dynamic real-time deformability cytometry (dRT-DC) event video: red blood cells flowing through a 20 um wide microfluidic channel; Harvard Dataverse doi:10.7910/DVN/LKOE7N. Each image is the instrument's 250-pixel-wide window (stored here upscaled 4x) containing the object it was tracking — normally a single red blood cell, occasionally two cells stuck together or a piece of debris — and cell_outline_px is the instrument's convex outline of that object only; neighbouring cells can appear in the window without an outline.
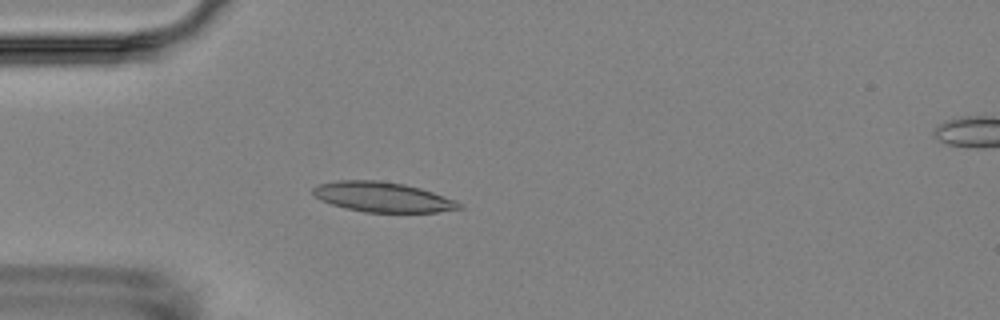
{"species": "Egyptian fruit bat (a non-hibernating species)", "species_latin": "Rousettus aegyptiacus", "temperature_condition": "room temperature", "stored_images_in_passage": 4, "camera_frame_rate_fps": 3000, "um_per_image_px": 0.085, "animal": {"sex": "female"}, "frame": {"image": 1, "passage_image": 4, "time_ms": 4.667, "image_size_px": [1000, 320], "cell_outline_px": [[464, 208], [436, 212], [364, 212], [344, 208], [320, 200], [312, 192], [312, 188], [320, 184], [336, 180], [380, 180], [404, 184], [420, 188], [456, 200], [464, 204]], "centroid_in_image_um": [32.54, 16.75], "position_along_channel_um": 52.5, "area_um2": 25.61}}